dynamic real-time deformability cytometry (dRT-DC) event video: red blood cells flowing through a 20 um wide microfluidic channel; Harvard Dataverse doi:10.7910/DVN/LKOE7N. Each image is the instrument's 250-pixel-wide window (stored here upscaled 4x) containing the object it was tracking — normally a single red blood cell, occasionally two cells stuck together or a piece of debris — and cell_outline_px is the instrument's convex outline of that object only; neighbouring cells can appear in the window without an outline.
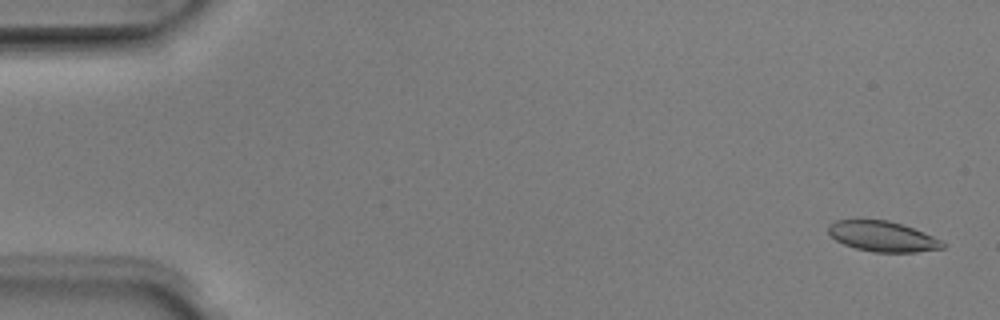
{"species": "Egyptian fruit bat (a non-hibernating species)", "species_latin": "Rousettus aegyptiacus", "temperature_condition": "room temperature", "stored_images_in_passage": 51, "camera_frame_rate_fps": 3000, "um_per_image_px": 0.085, "animal": {"sex": "male"}, "frame": {"image": 1, "passage_image": 2, "time_ms": 0.333, "image_size_px": [1000, 320], "cell_outline_px": [[944, 248], [916, 252], [872, 252], [856, 248], [844, 244], [836, 240], [828, 232], [828, 224], [836, 220], [888, 220], [924, 232], [940, 240], [944, 244]], "centroid_in_image_um": [75.0, 20.1], "position_along_channel_um": 10.0, "area_um2": 20.0}}
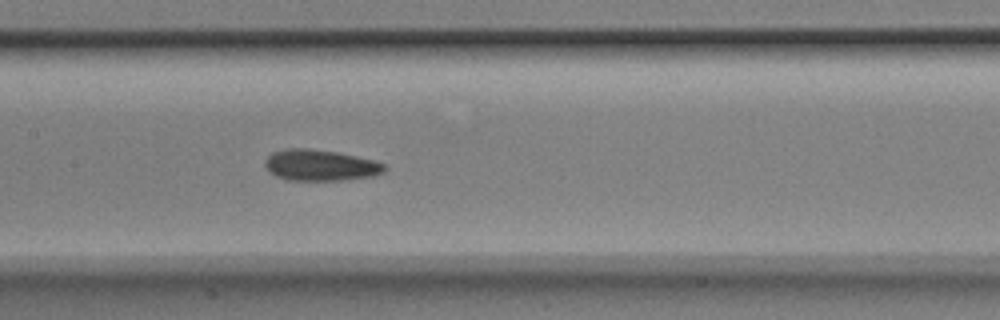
{"frame": {"image": 2, "passage_image": 25, "time_ms": 8.0, "image_size_px": [1000, 320], "cell_outline_px": [[388, 168], [384, 172], [372, 176], [340, 180], [288, 180], [276, 176], [268, 172], [264, 164], [264, 160], [272, 152], [284, 148], [308, 148], [336, 152], [356, 156], [372, 160], [384, 164]], "centroid_in_image_um": [27.18, 14.04], "position_along_channel_um": 180.2, "area_um2": 21.73}}
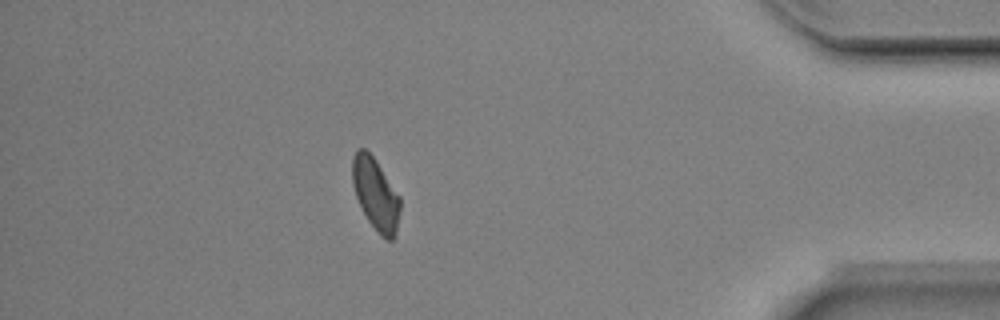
{"frame": {"image": 3, "passage_image": 45, "time_ms": 14.667, "image_size_px": [1000, 320], "cell_outline_px": [[400, 208], [396, 232], [392, 240], [388, 240], [380, 236], [368, 220], [356, 196], [352, 184], [352, 156], [356, 148], [364, 148], [376, 160], [400, 196]], "centroid_in_image_um": [31.92, 16.47], "position_along_channel_um": 403.3, "area_um2": 20.0}, "authors_computed_cell_mechanics": {"area_um2": 20.9814, "velocity_mm_per_s": 3.9849, "shape_relaxation_time_tau1_ms": 2.8903, "shape_relaxation_time_tau2_ms": 1.9471, "deformation_change_tau1": 0.1056, "deformation_change_tau2": 0.0738}}